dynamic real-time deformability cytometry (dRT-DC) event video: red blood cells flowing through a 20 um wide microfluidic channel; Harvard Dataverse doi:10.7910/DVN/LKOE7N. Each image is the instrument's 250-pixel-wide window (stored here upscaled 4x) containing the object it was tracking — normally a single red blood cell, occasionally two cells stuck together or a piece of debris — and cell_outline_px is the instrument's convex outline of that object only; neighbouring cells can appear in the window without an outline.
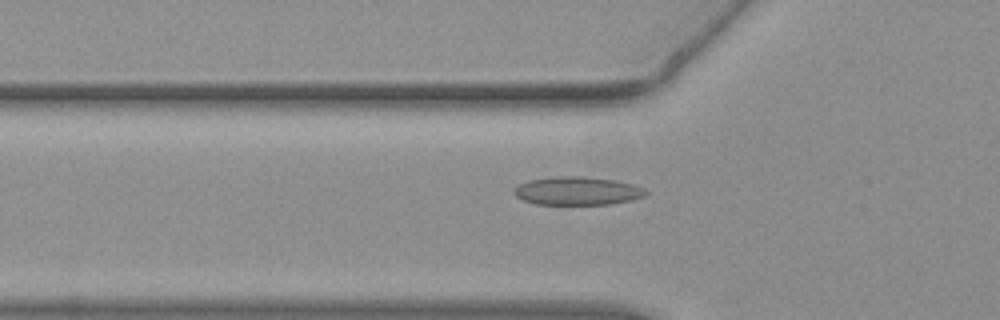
{"species": "common noctule bat (a hibernating species)", "species_latin": "Nyctalus noctula", "temperature_condition": "warm", "stored_images_in_passage": 34, "camera_frame_rate_fps": 3000, "um_per_image_px": 0.085, "animal": {"sex": "female", "body_mass_g": 19.3, "forearm_length_mm": 54.1}, "frame": {"image": 1, "passage_image": 6, "time_ms": 1.667, "image_size_px": [1000, 320], "cell_outline_px": [[648, 192], [644, 196], [632, 200], [608, 204], [536, 204], [524, 200], [516, 196], [512, 192], [520, 184], [528, 180], [556, 176], [580, 176], [616, 180], [636, 184], [644, 188]], "centroid_in_image_um": [49.11, 16.22], "position_along_channel_um": 76.7, "area_um2": 21.73}}
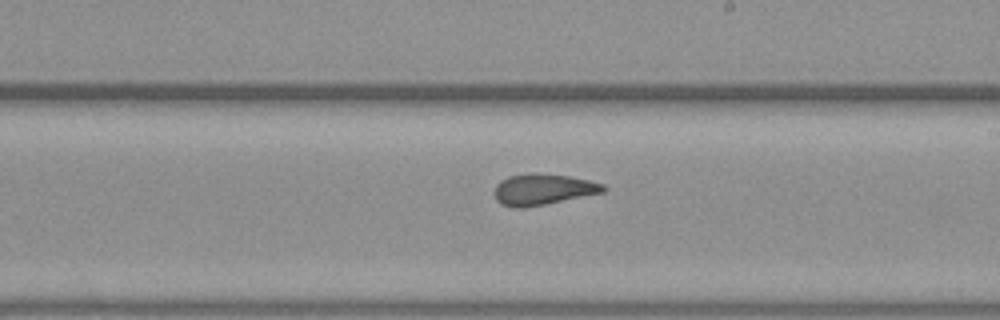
{"frame": {"image": 2, "passage_image": 19, "time_ms": 6.0, "image_size_px": [1000, 320], "cell_outline_px": [[608, 188], [604, 192], [544, 204], [520, 208], [512, 208], [500, 204], [496, 200], [496, 184], [500, 180], [508, 176], [532, 172], [536, 172], [568, 176], [588, 180], [604, 184]], "centroid_in_image_um": [46.14, 16.09], "position_along_channel_um": 242.9, "area_um2": 19.71}}
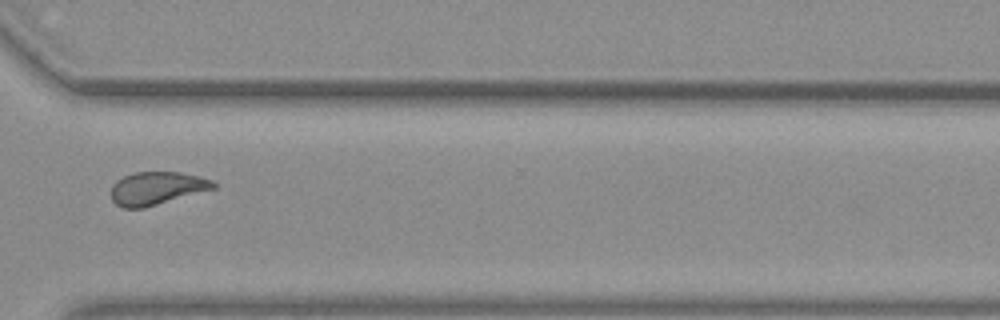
{"frame": {"image": 3, "passage_image": 28, "time_ms": 9.0, "image_size_px": [1000, 320], "cell_outline_px": [[216, 188], [144, 208], [124, 208], [116, 204], [112, 200], [112, 184], [116, 180], [124, 176], [136, 172], [180, 172], [200, 176], [212, 180], [216, 184]], "centroid_in_image_um": [13.33, 16.0], "position_along_channel_um": 357.3, "area_um2": 19.65}, "authors_computed_cell_mechanics": {"area_um2": 19.4786, "velocity_mm_per_s": 3.8138, "shape_relaxation_time_tau1_ms": null, "shape_relaxation_time_tau2_ms": 1.6241, "deformation_change_tau1": null, "deformation_change_tau2": 0.0805}}